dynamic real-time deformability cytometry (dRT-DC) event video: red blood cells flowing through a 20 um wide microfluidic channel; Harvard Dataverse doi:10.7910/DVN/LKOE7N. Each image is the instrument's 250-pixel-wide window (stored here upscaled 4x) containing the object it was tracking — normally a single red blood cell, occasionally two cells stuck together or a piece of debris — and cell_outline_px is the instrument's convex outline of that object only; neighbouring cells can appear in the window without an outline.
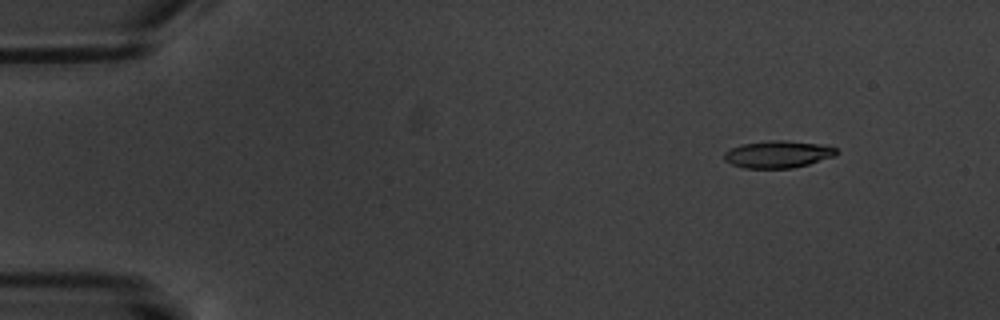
{"species": "common noctule bat (a hibernating species)", "species_latin": "Nyctalus noctula", "temperature_condition": "warm", "stored_images_in_passage": 15, "camera_frame_rate_fps": 3000, "um_per_image_px": 0.085, "animal": {"sex": "male", "body_mass_g": 20.1, "forearm_length_mm": 53.5}, "frame": {"image": 1, "passage_image": 1, "time_ms": 0.0, "image_size_px": [1000, 320], "cell_outline_px": [[840, 152], [836, 156], [808, 164], [792, 168], [744, 168], [732, 164], [724, 160], [724, 152], [732, 148], [744, 144], [768, 140], [784, 140], [824, 144], [836, 148]], "centroid_in_image_um": [66.17, 13.11], "position_along_channel_um": 18.8, "area_um2": 17.86}}
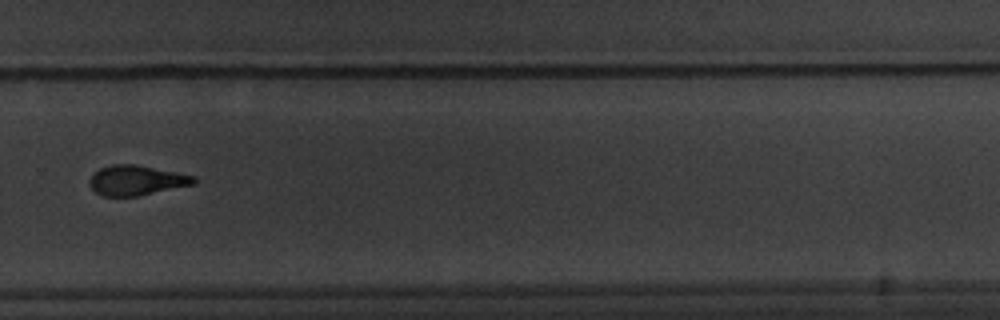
{"frame": {"image": 2, "passage_image": 11, "time_ms": 11.667, "image_size_px": [1000, 320], "cell_outline_px": [[196, 184], [136, 196], [104, 196], [96, 192], [88, 184], [88, 180], [100, 168], [112, 164], [136, 164], [196, 176]], "centroid_in_image_um": [11.61, 15.32], "position_along_channel_um": 318.2, "area_um2": 18.15}}
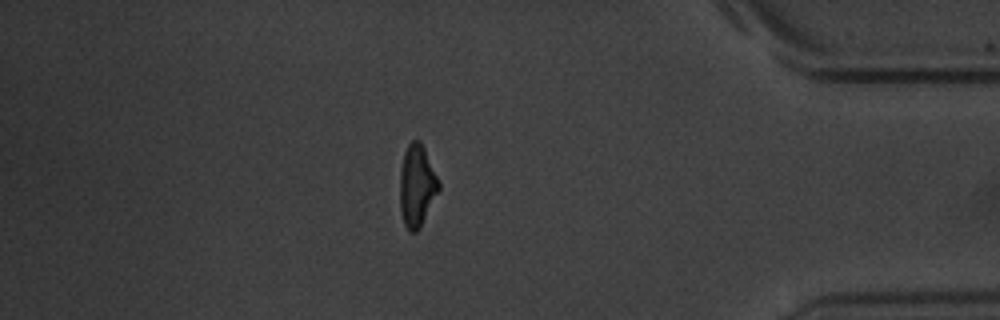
{"frame": {"image": 3, "passage_image": 14, "time_ms": 15.0, "image_size_px": [1000, 320], "cell_outline_px": [[440, 188], [420, 228], [416, 232], [408, 232], [404, 224], [400, 208], [400, 172], [404, 152], [408, 144], [412, 140], [420, 140], [424, 148], [440, 184]], "centroid_in_image_um": [35.42, 15.8], "position_along_channel_um": 399.8, "area_um2": 18.44}, "authors_computed_cell_mechanics": {"area_um2": 18.4382, "velocity_mm_per_s": 3.4249, "shape_relaxation_time_tau1_ms": 3.2441, "shape_relaxation_time_tau2_ms": 3.4972, "deformation_change_tau1": 0.1513, "deformation_change_tau2": 0.1022}}